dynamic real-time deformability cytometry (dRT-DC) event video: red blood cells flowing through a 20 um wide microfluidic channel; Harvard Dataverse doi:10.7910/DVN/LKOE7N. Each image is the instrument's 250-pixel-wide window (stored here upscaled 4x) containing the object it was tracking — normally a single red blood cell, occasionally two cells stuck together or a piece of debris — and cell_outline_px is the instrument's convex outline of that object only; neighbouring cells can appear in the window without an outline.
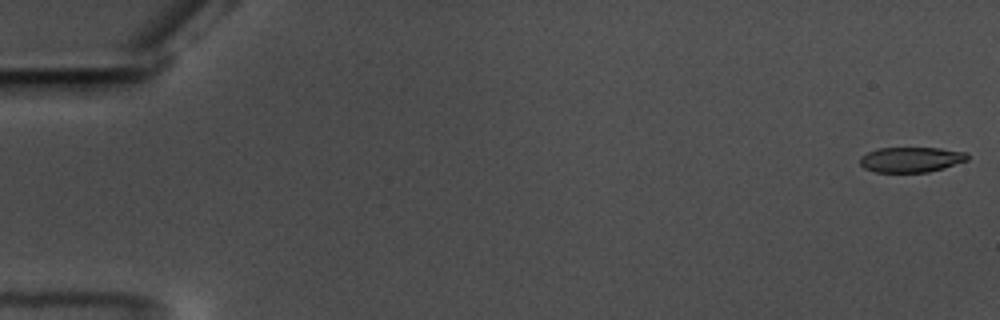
{"species": "common noctule bat (a hibernating species)", "species_latin": "Nyctalus noctula", "temperature_condition": "warm", "stored_images_in_passage": 51, "camera_frame_rate_fps": 3000, "um_per_image_px": 0.085, "animal": {"sex": "male", "body_mass_g": 17.5, "forearm_length_mm": 52.3}, "frame": {"image": 1, "passage_image": 1, "time_ms": 0.0, "image_size_px": [1000, 320], "cell_outline_px": [[968, 160], [944, 168], [928, 172], [876, 172], [864, 168], [860, 164], [860, 156], [876, 148], [940, 148], [968, 152]], "centroid_in_image_um": [77.45, 13.56], "position_along_channel_um": 7.6, "area_um2": 15.9}}
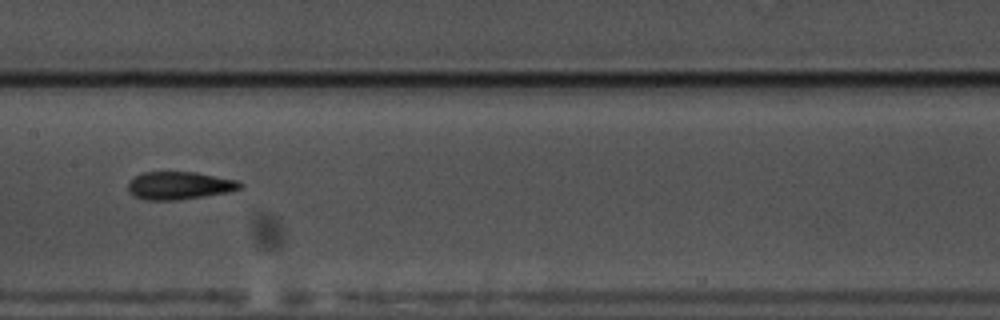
{"frame": {"image": 2, "passage_image": 30, "time_ms": 9.667, "image_size_px": [1000, 320], "cell_outline_px": [[244, 184], [240, 188], [228, 192], [204, 196], [176, 200], [144, 200], [128, 192], [128, 180], [144, 172], [196, 172], [236, 180]], "centroid_in_image_um": [15.22, 15.77], "position_along_channel_um": 192.2, "area_um2": 18.09}}
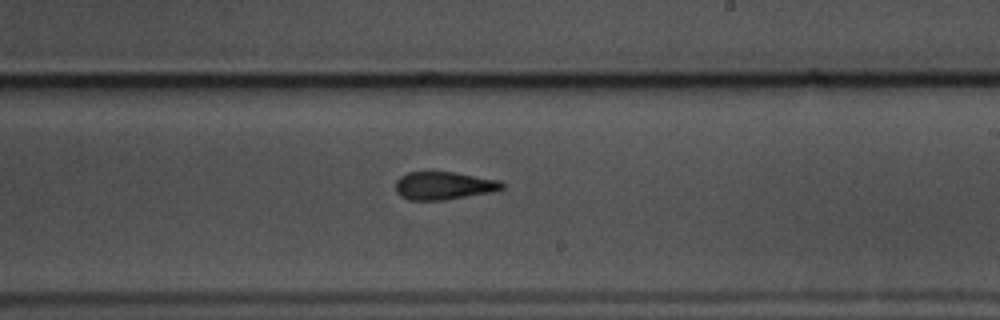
{"frame": {"image": 3, "passage_image": 35, "time_ms": 11.333, "image_size_px": [1000, 320], "cell_outline_px": [[504, 188], [492, 192], [444, 200], [408, 200], [400, 196], [396, 192], [396, 180], [400, 176], [408, 172], [452, 172], [500, 180], [504, 184]], "centroid_in_image_um": [37.7, 15.78], "position_along_channel_um": 251.3, "area_um2": 17.34}}